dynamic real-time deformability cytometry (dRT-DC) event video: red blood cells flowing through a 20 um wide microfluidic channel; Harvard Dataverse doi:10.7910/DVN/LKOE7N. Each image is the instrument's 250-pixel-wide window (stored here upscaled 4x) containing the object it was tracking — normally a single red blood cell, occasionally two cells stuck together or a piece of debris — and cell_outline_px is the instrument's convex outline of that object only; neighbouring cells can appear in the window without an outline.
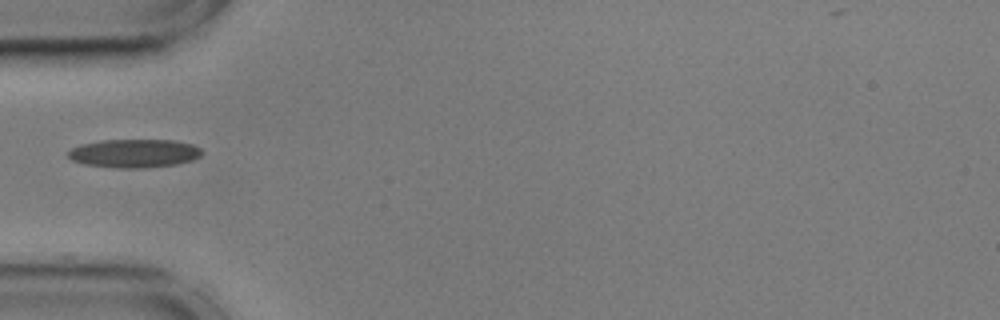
{"species": "common noctule bat (a hibernating species)", "species_latin": "Nyctalus noctula", "temperature_condition": "cold", "stored_images_in_passage": 39, "camera_frame_rate_fps": 3000, "um_per_image_px": 0.085, "animal": {"sex": "male", "body_mass_g": 17.9, "forearm_length_mm": 54.2}, "frame": {"image": 1, "passage_image": 1, "time_ms": 0.0, "image_size_px": [1000, 320], "cell_outline_px": [[204, 152], [200, 156], [192, 160], [176, 164], [144, 168], [116, 168], [84, 164], [72, 160], [68, 156], [68, 152], [72, 148], [80, 144], [100, 140], [176, 140], [192, 144], [200, 148]], "centroid_in_image_um": [11.42, 13.03], "position_along_channel_um": 73.6, "area_um2": 22.31}}
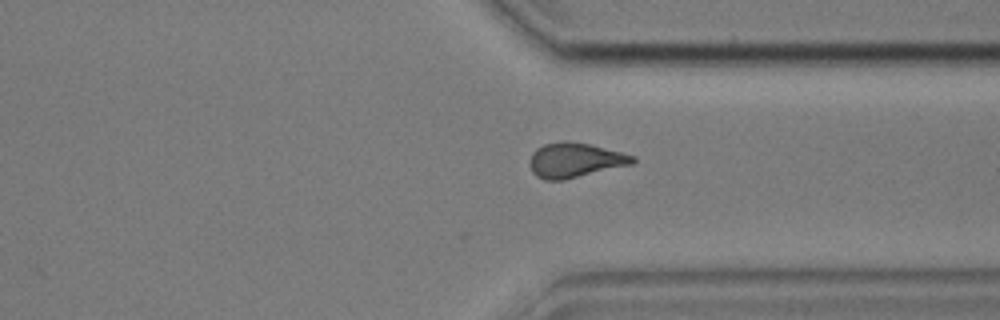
{"frame": {"image": 2, "passage_image": 25, "time_ms": 8.0, "image_size_px": [1000, 320], "cell_outline_px": [[636, 160], [632, 164], [564, 180], [544, 180], [536, 176], [532, 172], [528, 164], [532, 152], [536, 148], [544, 144], [564, 140], [568, 140], [588, 144], [636, 156]], "centroid_in_image_um": [48.83, 13.61], "position_along_channel_um": 362.6, "area_um2": 20.92}}
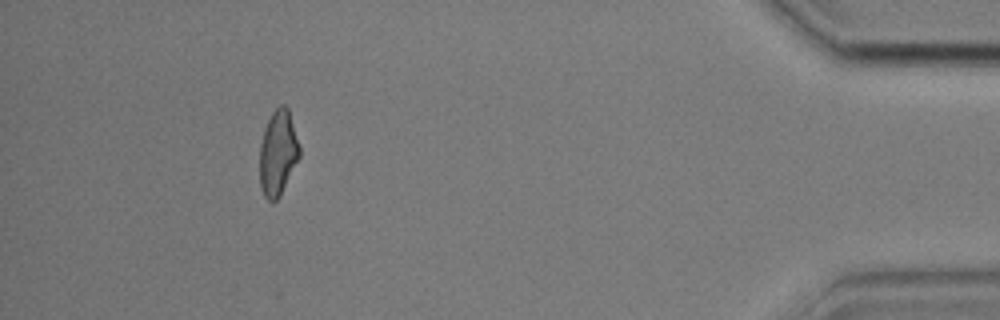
{"frame": {"image": 3, "passage_image": 34, "time_ms": 11.0, "image_size_px": [1000, 320], "cell_outline_px": [[300, 156], [280, 196], [272, 204], [264, 196], [260, 188], [260, 144], [264, 128], [272, 112], [280, 104], [284, 104], [288, 108], [300, 148]], "centroid_in_image_um": [23.61, 13.02], "position_along_channel_um": 411.6, "area_um2": 19.83}}